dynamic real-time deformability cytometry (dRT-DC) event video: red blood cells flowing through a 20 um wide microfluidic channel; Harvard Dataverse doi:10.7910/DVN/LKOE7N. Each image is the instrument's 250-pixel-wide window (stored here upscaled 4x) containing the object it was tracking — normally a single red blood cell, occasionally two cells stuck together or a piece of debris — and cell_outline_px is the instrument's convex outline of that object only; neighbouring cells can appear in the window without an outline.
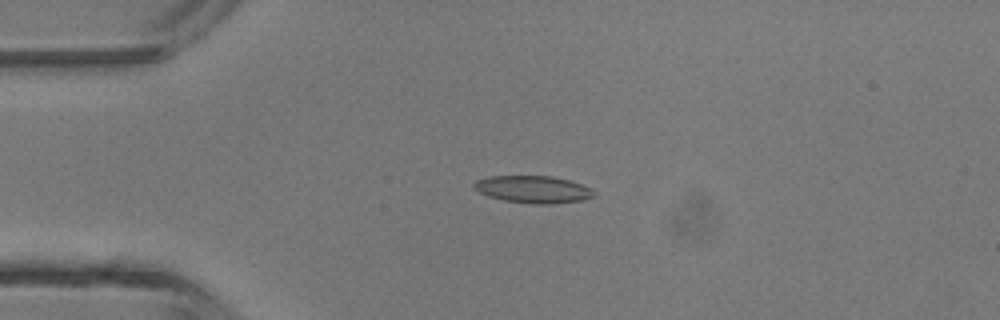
{"species": "common noctule bat (a hibernating species)", "species_latin": "Nyctalus noctula", "temperature_condition": "room temperature", "stored_images_in_passage": 4, "camera_frame_rate_fps": 3000, "um_per_image_px": 0.085, "animal": {"sex": "male", "body_mass_g": 13.3}, "frame": {"image": 1, "passage_image": 3, "time_ms": 3.333, "image_size_px": [1000, 320], "cell_outline_px": [[596, 196], [580, 200], [548, 204], [532, 204], [504, 200], [488, 196], [472, 188], [472, 184], [476, 180], [488, 176], [552, 176], [568, 180], [580, 184], [596, 192]], "centroid_in_image_um": [45.27, 16.09], "position_along_channel_um": 39.7, "area_um2": 18.96}}